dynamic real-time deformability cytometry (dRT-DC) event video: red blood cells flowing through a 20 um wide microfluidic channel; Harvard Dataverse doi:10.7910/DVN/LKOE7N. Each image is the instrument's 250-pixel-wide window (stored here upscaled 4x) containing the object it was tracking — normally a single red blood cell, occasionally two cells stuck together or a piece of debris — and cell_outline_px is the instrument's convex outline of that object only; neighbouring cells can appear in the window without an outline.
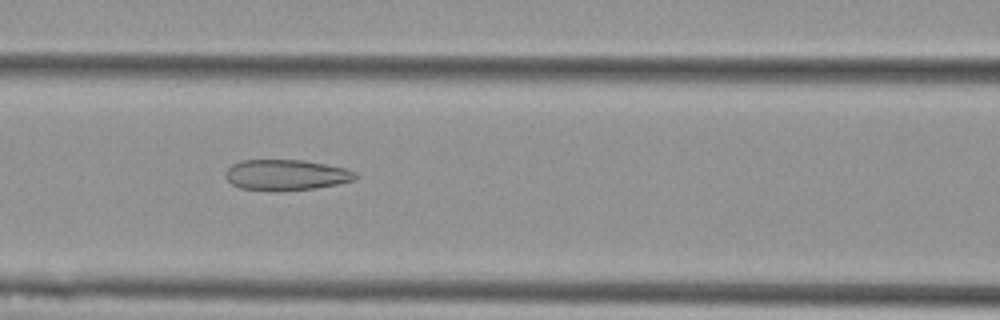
{"species": "Egyptian fruit bat (a non-hibernating species)", "species_latin": "Rousettus aegyptiacus", "temperature_condition": "cold", "stored_images_in_passage": 39, "camera_frame_rate_fps": 3000, "um_per_image_px": 0.085, "animal": {"sex": "female"}, "frame": {"image": 1, "passage_image": 14, "time_ms": 4.333, "image_size_px": [1000, 320], "cell_outline_px": [[360, 176], [356, 180], [316, 188], [276, 192], [240, 188], [232, 184], [224, 176], [224, 172], [232, 164], [240, 160], [304, 160], [348, 168], [356, 172]], "centroid_in_image_um": [24.34, 14.87], "position_along_channel_um": 142.3, "area_um2": 23.76}}
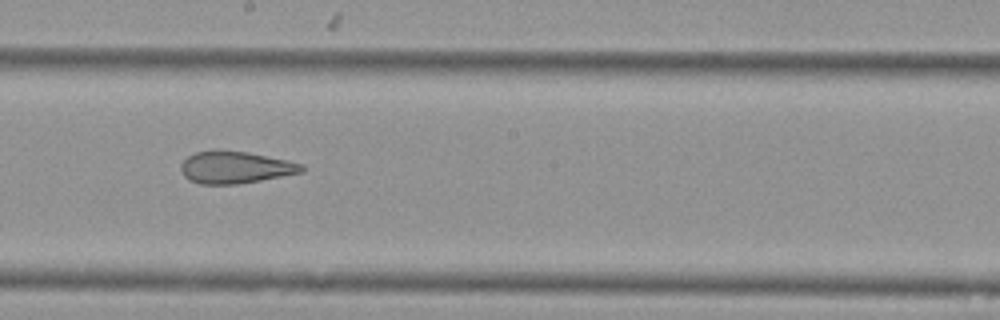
{"frame": {"image": 2, "passage_image": 21, "time_ms": 6.667, "image_size_px": [1000, 320], "cell_outline_px": [[304, 172], [260, 180], [236, 184], [200, 184], [188, 180], [184, 176], [180, 168], [180, 164], [188, 156], [196, 152], [216, 148], [244, 152], [288, 160], [304, 164]], "centroid_in_image_um": [19.97, 14.21], "position_along_channel_um": 228.2, "area_um2": 22.77}}
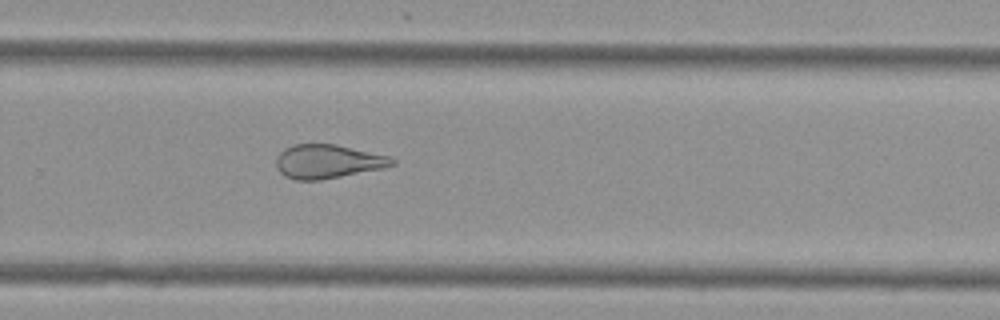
{"frame": {"image": 3, "passage_image": 27, "time_ms": 8.667, "image_size_px": [1000, 320], "cell_outline_px": [[396, 164], [384, 168], [320, 180], [296, 180], [284, 176], [276, 168], [276, 156], [284, 148], [292, 144], [336, 144], [388, 156], [396, 160]], "centroid_in_image_um": [27.83, 13.72], "position_along_channel_um": 302.0, "area_um2": 22.95}, "authors_computed_cell_mechanics": {"area_um2": 24.1604, "velocity_mm_per_s": 3.7004, "shape_relaxation_time_tau1_ms": null, "shape_relaxation_time_tau2_ms": 2.8786, "deformation_change_tau1": null, "deformation_change_tau2": 0.1183}}